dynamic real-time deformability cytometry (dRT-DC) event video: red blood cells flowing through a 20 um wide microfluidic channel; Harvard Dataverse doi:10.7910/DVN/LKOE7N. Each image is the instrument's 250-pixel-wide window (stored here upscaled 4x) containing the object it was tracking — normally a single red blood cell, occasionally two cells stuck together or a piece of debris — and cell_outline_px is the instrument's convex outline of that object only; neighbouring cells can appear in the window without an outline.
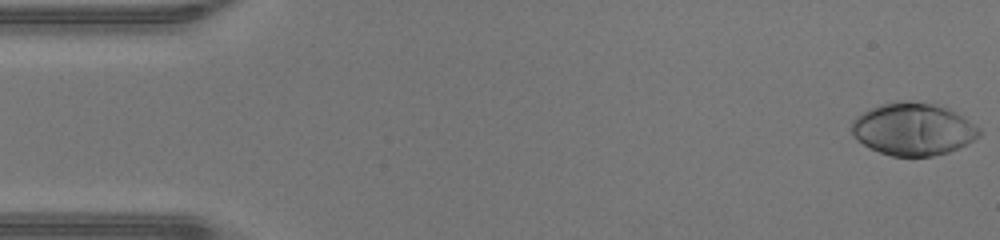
{"species": "human", "species_latin": "Homo sapiens", "temperature_condition": "warm", "stored_images_in_passage": 46, "camera_frame_rate_fps": 3000, "um_per_image_px": 0.085, "donor": {"sex": "male"}, "frame": {"image": 1, "passage_image": 1, "time_ms": 0.0, "image_size_px": [1000, 240], "cell_outline_px": [[980, 136], [948, 152], [932, 156], [892, 156], [880, 152], [856, 140], [852, 136], [852, 120], [856, 116], [880, 104], [900, 100], [908, 100], [936, 104], [968, 120], [980, 128]], "centroid_in_image_um": [77.57, 10.97], "position_along_channel_um": 7.4, "area_um2": 38.55}}
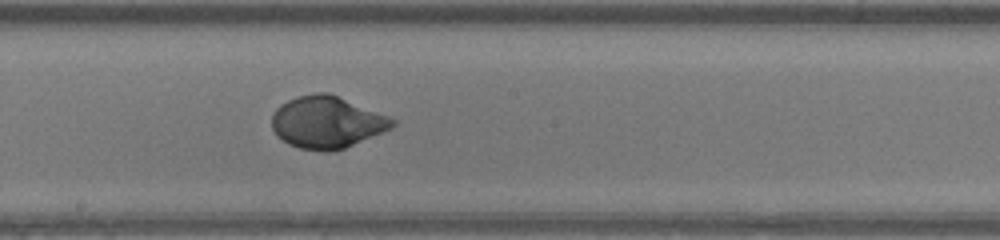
{"frame": {"image": 2, "passage_image": 25, "time_ms": 8.0, "image_size_px": [1000, 240], "cell_outline_px": [[396, 124], [392, 128], [384, 132], [344, 148], [328, 152], [300, 148], [288, 144], [276, 136], [272, 128], [272, 112], [280, 104], [296, 96], [316, 92], [328, 92], [388, 116], [396, 120]], "centroid_in_image_um": [27.76, 10.39], "position_along_channel_um": 220.4, "area_um2": 36.65}}
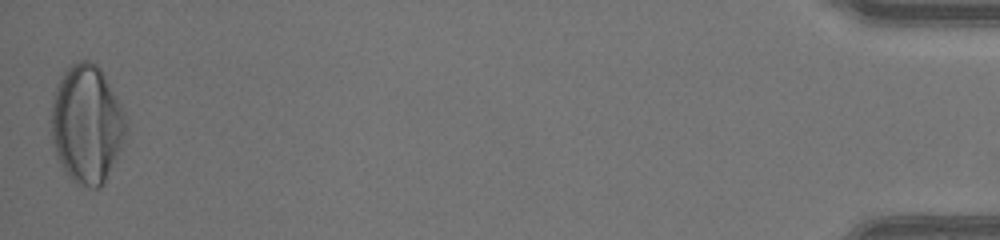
{"frame": {"image": 3, "passage_image": 46, "time_ms": 15.0, "image_size_px": [1000, 240], "cell_outline_px": [[128, 128], [120, 148], [104, 184], [100, 188], [92, 188], [76, 184], [68, 176], [56, 156], [52, 140], [52, 104], [56, 88], [64, 72], [72, 64], [80, 60], [88, 60], [96, 64], [100, 68], [124, 108], [128, 124]], "centroid_in_image_um": [7.4, 10.56], "position_along_channel_um": 427.8, "area_um2": 51.5}, "authors_computed_cell_mechanics": {"area_um2": 37.1943, "velocity_mm_per_s": 4.4399, "shape_relaxation_time_tau1_ms": 3.6576, "shape_relaxation_time_tau2_ms": null, "deformation_change_tau1": 0.2366, "deformation_change_tau2": null}}